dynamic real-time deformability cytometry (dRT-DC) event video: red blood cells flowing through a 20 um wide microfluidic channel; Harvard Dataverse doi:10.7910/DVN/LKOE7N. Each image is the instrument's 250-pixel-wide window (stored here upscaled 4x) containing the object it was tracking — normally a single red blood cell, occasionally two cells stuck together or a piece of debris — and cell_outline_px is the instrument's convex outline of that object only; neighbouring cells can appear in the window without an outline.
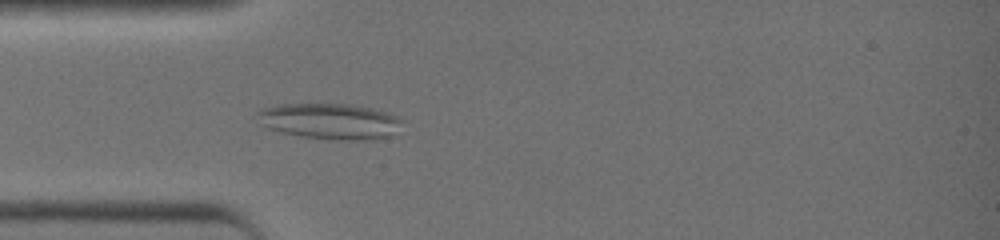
{"species": "common noctule bat (a hibernating species)", "species_latin": "Nyctalus noctula", "temperature_condition": "warm", "stored_images_in_passage": 33, "segment_of_instrument_passage": [1, 2], "camera_frame_rate_fps": 3000, "um_per_image_px": 0.085, "animal": {"sex": "female", "body_mass_g": 19.0, "forearm_length_mm": 51.5}, "frame": {"image": 1, "passage_image": 5, "time_ms": 1.333, "image_size_px": [1000, 240], "cell_outline_px": [[404, 120], [388, 136], [376, 140], [336, 140], [300, 136], [268, 128], [260, 124], [256, 112], [264, 108], [276, 104], [348, 104], [372, 108], [396, 116]], "centroid_in_image_um": [28.01, 10.3], "position_along_channel_um": 57.0, "area_um2": 30.06}}
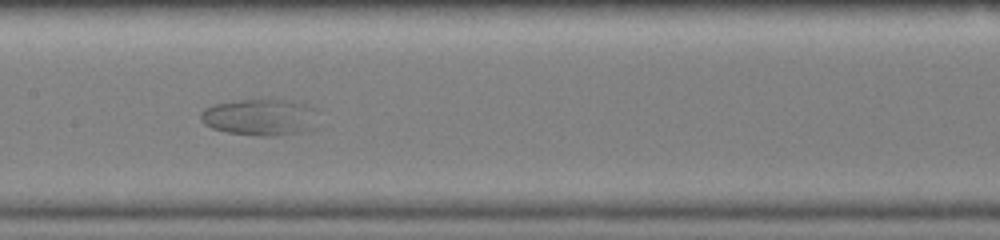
{"frame": {"image": 2, "passage_image": 14, "time_ms": 4.333, "image_size_px": [1000, 240], "cell_outline_px": [[316, 128], [300, 132], [272, 136], [260, 136], [228, 132], [212, 128], [204, 124], [200, 120], [200, 112], [204, 108], [216, 104], [240, 100], [292, 100], [312, 104], [316, 108]], "centroid_in_image_um": [22.16, 9.95], "position_along_channel_um": 185.2, "area_um2": 25.32}}
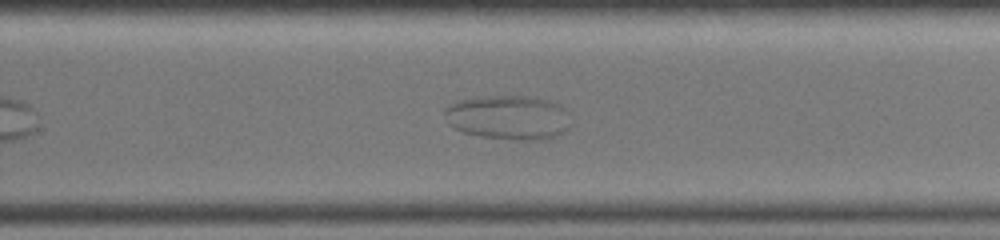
{"frame": {"image": 3, "passage_image": 21, "time_ms": 6.667, "image_size_px": [1000, 240], "cell_outline_px": [[572, 124], [564, 132], [556, 136], [536, 140], [524, 140], [484, 136], [464, 132], [452, 128], [448, 124], [444, 116], [444, 108], [448, 104], [456, 100], [488, 96], [532, 96], [548, 100], [560, 104], [564, 108]], "centroid_in_image_um": [43.2, 9.96], "position_along_channel_um": 286.6, "area_um2": 32.77}}